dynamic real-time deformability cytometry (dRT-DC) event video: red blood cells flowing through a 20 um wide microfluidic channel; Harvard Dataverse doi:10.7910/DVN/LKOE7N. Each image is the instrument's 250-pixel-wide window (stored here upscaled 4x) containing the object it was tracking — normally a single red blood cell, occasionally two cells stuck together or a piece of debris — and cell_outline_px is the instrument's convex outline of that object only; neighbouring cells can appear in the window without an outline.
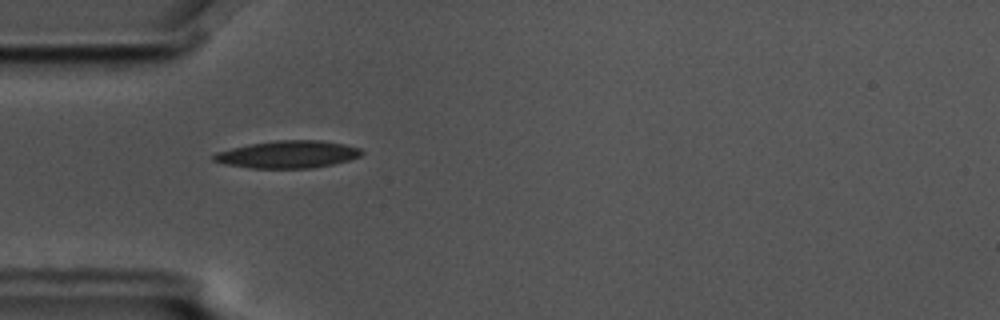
{"species": "common noctule bat (a hibernating species)", "species_latin": "Nyctalus noctula", "temperature_condition": "cold", "stored_images_in_passage": 2, "camera_frame_rate_fps": 3000, "um_per_image_px": 0.085, "animal": {"sex": "male", "body_mass_g": 17.5, "forearm_length_mm": 52.3}, "frame": {"image": 1, "passage_image": 1, "time_ms": 0.0, "image_size_px": [1000, 320], "cell_outline_px": [[364, 152], [360, 156], [348, 160], [332, 164], [308, 168], [252, 168], [228, 164], [212, 160], [212, 156], [216, 152], [248, 144], [276, 140], [320, 140], [344, 144], [360, 148]], "centroid_in_image_um": [24.47, 13.11], "position_along_channel_um": 60.5, "area_um2": 23.41}}